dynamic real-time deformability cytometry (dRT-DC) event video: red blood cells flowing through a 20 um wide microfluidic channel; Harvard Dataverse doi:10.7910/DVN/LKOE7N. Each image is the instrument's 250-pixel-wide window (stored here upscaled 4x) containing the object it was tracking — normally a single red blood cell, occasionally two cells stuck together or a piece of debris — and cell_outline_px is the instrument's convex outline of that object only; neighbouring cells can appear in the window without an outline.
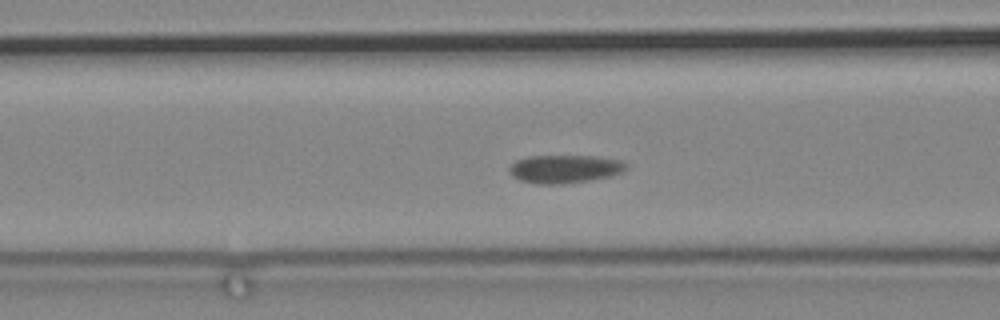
{"species": "common noctule bat (a hibernating species)", "species_latin": "Nyctalus noctula", "temperature_condition": "cold", "stored_images_in_passage": 49, "camera_frame_rate_fps": 3000, "um_per_image_px": 0.085, "animal": {"sex": "male", "body_mass_g": 19.2, "forearm_length_mm": 51.8}, "frame": {"image": 1, "passage_image": 7, "time_ms": 2.0, "image_size_px": [1000, 320], "cell_outline_px": [[628, 168], [624, 172], [592, 180], [560, 184], [536, 184], [520, 180], [512, 176], [508, 168], [516, 160], [528, 156], [596, 156], [620, 160], [628, 164]], "centroid_in_image_um": [48.01, 14.36], "position_along_channel_um": 118.6, "area_um2": 19.31}}
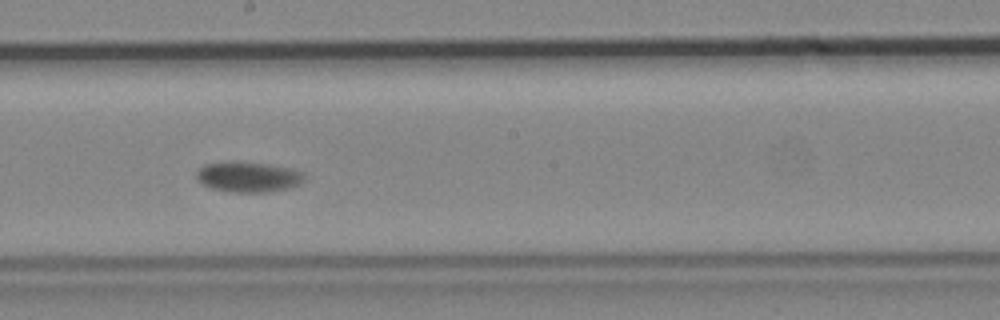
{"frame": {"image": 2, "passage_image": 18, "time_ms": 5.667, "image_size_px": [1000, 320], "cell_outline_px": [[304, 180], [292, 188], [268, 192], [232, 192], [212, 188], [204, 184], [196, 176], [196, 172], [204, 164], [232, 160], [236, 160], [268, 164], [292, 168], [300, 172], [304, 176]], "centroid_in_image_um": [21.11, 15.02], "position_along_channel_um": 227.1, "area_um2": 19.25}}
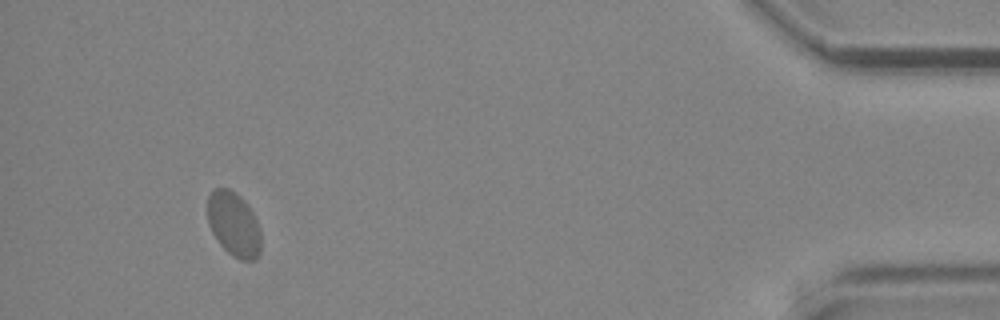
{"frame": {"image": 3, "passage_image": 44, "time_ms": 14.333, "image_size_px": [1000, 320], "cell_outline_px": [[260, 252], [252, 260], [240, 260], [232, 256], [220, 244], [212, 232], [208, 224], [208, 196], [212, 188], [228, 188], [236, 192], [248, 204], [256, 216], [260, 228]], "centroid_in_image_um": [19.87, 19.02], "position_along_channel_um": 415.3, "area_um2": 20.29}}